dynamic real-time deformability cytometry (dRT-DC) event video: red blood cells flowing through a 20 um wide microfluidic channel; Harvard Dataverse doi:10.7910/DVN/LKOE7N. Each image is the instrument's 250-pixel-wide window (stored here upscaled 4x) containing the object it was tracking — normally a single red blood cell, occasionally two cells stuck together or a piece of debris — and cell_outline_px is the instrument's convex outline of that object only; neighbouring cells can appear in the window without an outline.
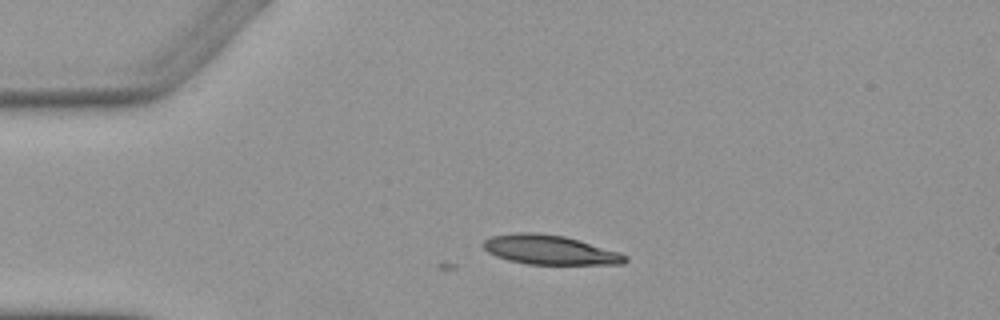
{"species": "Egyptian fruit bat (a non-hibernating species)", "species_latin": "Rousettus aegyptiacus", "temperature_condition": "warm", "stored_images_in_passage": 7, "camera_frame_rate_fps": 3000, "um_per_image_px": 0.085, "animal": {"sex": "female"}, "frame": {"image": 1, "passage_image": 2, "time_ms": 2.333, "image_size_px": [1000, 320], "cell_outline_px": [[628, 260], [624, 264], [528, 264], [508, 260], [496, 256], [488, 252], [480, 244], [484, 240], [492, 236], [512, 232], [536, 232], [564, 236], [580, 240], [620, 252], [628, 256]], "centroid_in_image_um": [46.73, 21.23], "position_along_channel_um": 38.3, "area_um2": 24.51}}
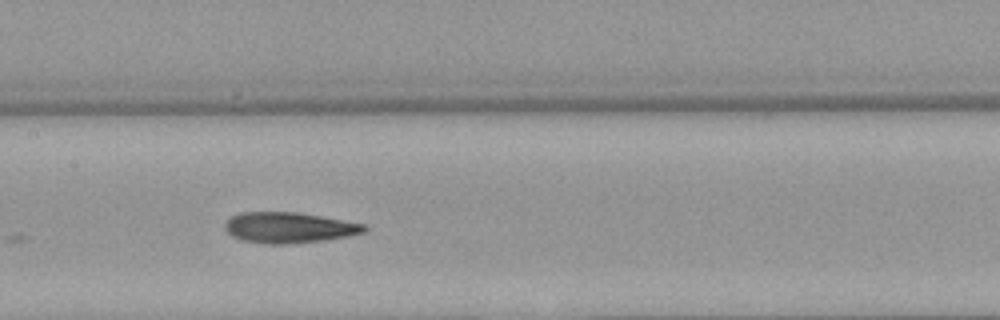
{"frame": {"image": 2, "passage_image": 6, "time_ms": 7.0, "image_size_px": [1000, 320], "cell_outline_px": [[368, 228], [364, 232], [348, 236], [324, 240], [288, 244], [264, 244], [240, 240], [232, 236], [224, 228], [224, 224], [232, 216], [240, 212], [296, 212], [368, 224]], "centroid_in_image_um": [24.57, 19.35], "position_along_channel_um": 182.8, "area_um2": 25.09}}
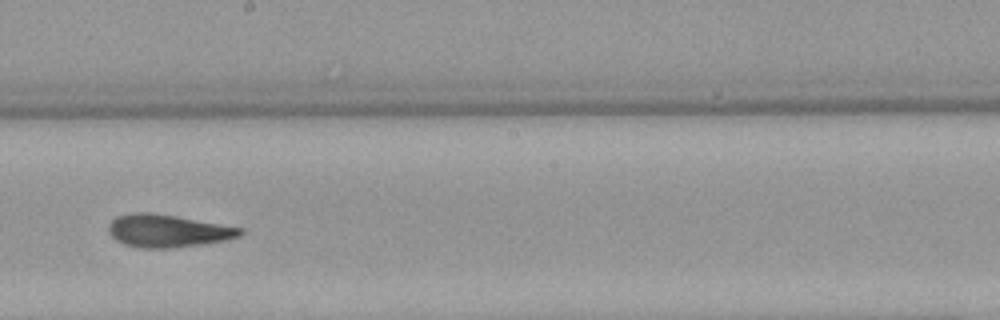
{"frame": {"image": 3, "passage_image": 7, "time_ms": 8.333, "image_size_px": [1000, 320], "cell_outline_px": [[244, 232], [240, 236], [224, 240], [204, 244], [168, 248], [140, 248], [124, 244], [116, 240], [108, 232], [108, 224], [116, 216], [128, 212], [148, 212], [176, 216], [244, 228]], "centroid_in_image_um": [14.23, 19.61], "position_along_channel_um": 234.0, "area_um2": 25.2}}